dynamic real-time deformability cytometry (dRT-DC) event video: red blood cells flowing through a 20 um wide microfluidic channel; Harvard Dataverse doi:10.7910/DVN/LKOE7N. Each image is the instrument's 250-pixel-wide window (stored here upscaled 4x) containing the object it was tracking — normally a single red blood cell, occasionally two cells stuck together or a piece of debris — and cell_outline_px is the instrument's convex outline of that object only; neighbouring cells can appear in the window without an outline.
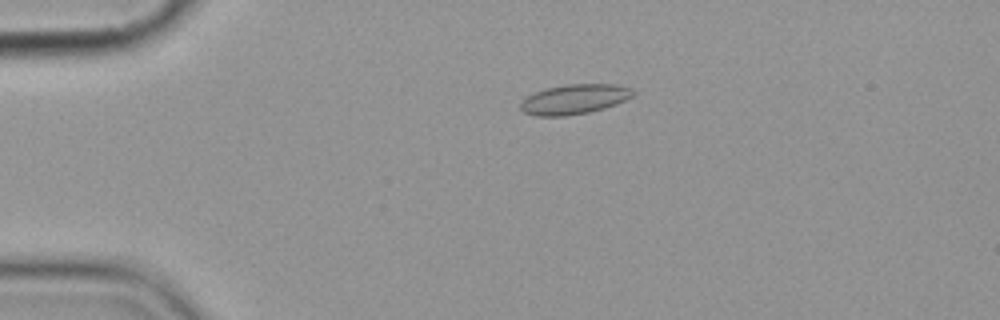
{"species": "common noctule bat (a hibernating species)", "species_latin": "Nyctalus noctula", "temperature_condition": "cold", "stored_images_in_passage": 7, "camera_frame_rate_fps": 3000, "um_per_image_px": 0.085, "animal": {"sex": "female", "body_mass_g": 19.9}, "frame": {"image": 1, "passage_image": 4, "time_ms": 3.667, "image_size_px": [1000, 320], "cell_outline_px": [[636, 92], [632, 96], [616, 104], [604, 108], [588, 112], [564, 116], [536, 116], [524, 112], [520, 108], [520, 100], [544, 88], [568, 84], [616, 84], [632, 88]], "centroid_in_image_um": [48.81, 8.43], "position_along_channel_um": 36.2, "area_um2": 19.59}}
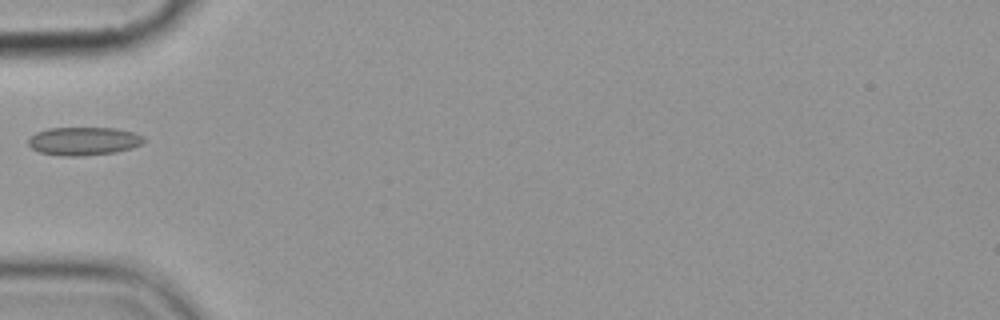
{"frame": {"image": 2, "passage_image": 6, "time_ms": 6.0, "image_size_px": [1000, 320], "cell_outline_px": [[144, 140], [140, 144], [132, 148], [116, 152], [76, 156], [64, 156], [40, 152], [32, 148], [28, 144], [28, 136], [36, 132], [48, 128], [116, 128], [136, 132], [144, 136]], "centroid_in_image_um": [7.1, 11.98], "position_along_channel_um": 77.9, "area_um2": 19.07}}
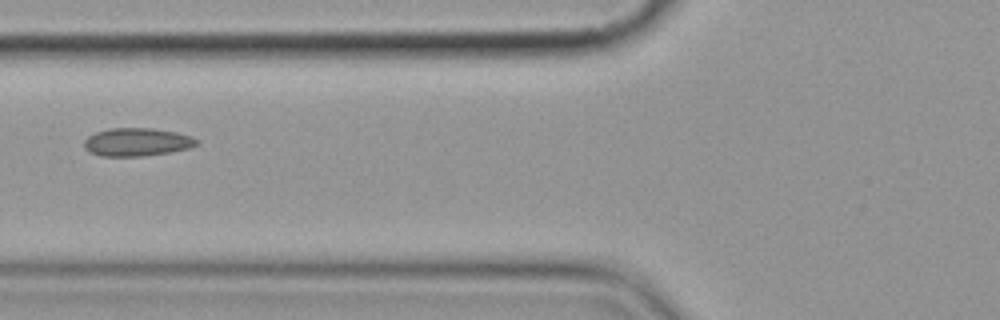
{"frame": {"image": 3, "passage_image": 7, "time_ms": 7.0, "image_size_px": [1000, 320], "cell_outline_px": [[200, 144], [192, 148], [172, 152], [144, 156], [100, 156], [88, 152], [84, 148], [84, 140], [88, 136], [96, 132], [108, 128], [152, 128], [176, 132], [192, 136], [200, 140]], "centroid_in_image_um": [11.68, 12.08], "position_along_channel_um": 114.1, "area_um2": 18.84}}